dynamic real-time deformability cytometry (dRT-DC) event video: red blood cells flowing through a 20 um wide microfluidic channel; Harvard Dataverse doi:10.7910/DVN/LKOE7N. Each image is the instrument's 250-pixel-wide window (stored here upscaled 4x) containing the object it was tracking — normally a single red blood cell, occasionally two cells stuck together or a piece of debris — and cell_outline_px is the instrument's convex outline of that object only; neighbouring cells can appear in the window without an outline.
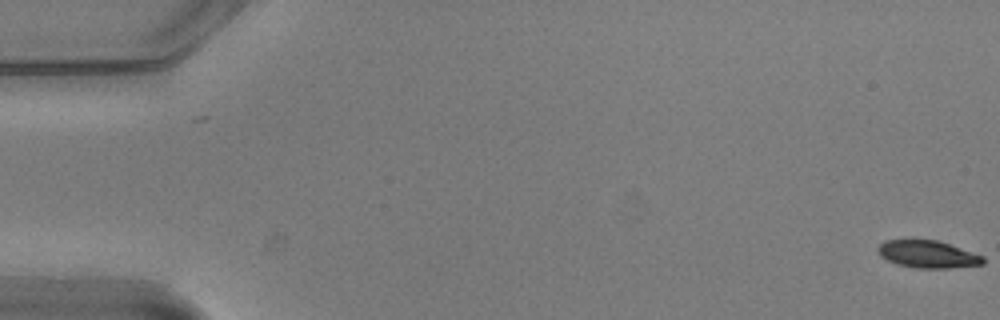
{"species": "common noctule bat (a hibernating species)", "species_latin": "Nyctalus noctula", "temperature_condition": "warm", "stored_images_in_passage": 55, "camera_frame_rate_fps": 3000, "um_per_image_px": 0.085, "animal": {"sex": "male", "body_mass_g": 20.5, "forearm_length_mm": 52.5}, "frame": {"image": 1, "passage_image": 1, "time_ms": 0.0, "image_size_px": [1000, 320], "cell_outline_px": [[984, 264], [948, 268], [916, 268], [896, 264], [880, 256], [876, 248], [884, 240], [940, 240], [984, 256]], "centroid_in_image_um": [78.86, 21.6], "position_along_channel_um": 6.1, "area_um2": 16.88}}
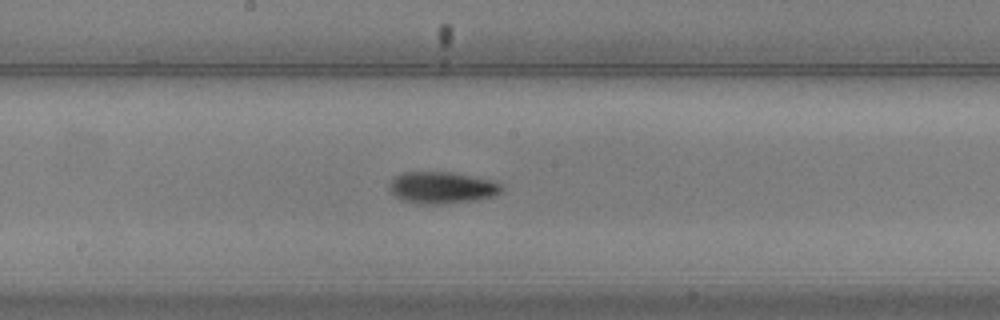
{"frame": {"image": 2, "passage_image": 30, "time_ms": 9.667, "image_size_px": [1000, 320], "cell_outline_px": [[504, 188], [496, 196], [476, 200], [440, 204], [420, 204], [400, 200], [388, 188], [388, 184], [392, 176], [404, 172], [452, 172], [492, 180], [500, 184]], "centroid_in_image_um": [37.53, 15.95], "position_along_channel_um": 210.7, "area_um2": 21.04}}
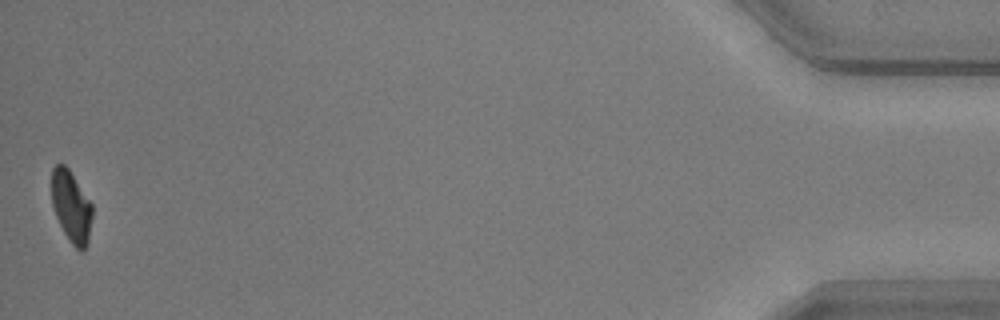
{"frame": {"image": 3, "passage_image": 55, "time_ms": 18.0, "image_size_px": [1000, 320], "cell_outline_px": [[92, 216], [88, 240], [84, 248], [80, 252], [72, 244], [64, 232], [56, 216], [52, 204], [52, 168], [56, 164], [64, 164], [68, 168], [92, 204]], "centroid_in_image_um": [6.05, 17.54], "position_along_channel_um": 429.1, "area_um2": 16.65}, "authors_computed_cell_mechanics": {"area_um2": 18.8428, "velocity_mm_per_s": 3.7449, "shape_relaxation_time_tau1_ms": 2.9341, "shape_relaxation_time_tau2_ms": null, "deformation_change_tau1": 0.1512, "deformation_change_tau2": null}}